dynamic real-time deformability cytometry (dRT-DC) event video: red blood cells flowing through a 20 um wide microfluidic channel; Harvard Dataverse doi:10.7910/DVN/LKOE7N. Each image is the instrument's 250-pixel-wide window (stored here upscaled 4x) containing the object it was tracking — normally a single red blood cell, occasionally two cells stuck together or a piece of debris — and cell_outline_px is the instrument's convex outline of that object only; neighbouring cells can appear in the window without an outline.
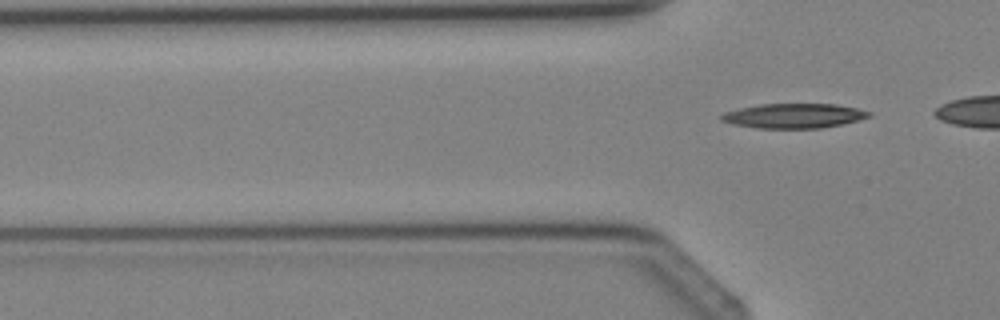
{"species": "Egyptian fruit bat (a non-hibernating species)", "species_latin": "Rousettus aegyptiacus", "temperature_condition": "cold", "stored_images_in_passage": 2, "camera_frame_rate_fps": 3000, "um_per_image_px": 0.085, "animal": {"sex": "female"}, "frame": {"image": 1, "passage_image": 2, "time_ms": 1.333, "image_size_px": [1000, 320], "cell_outline_px": [[872, 116], [840, 124], [820, 128], [756, 128], [732, 124], [720, 120], [720, 116], [724, 112], [740, 108], [760, 104], [836, 104], [856, 108], [872, 112]], "centroid_in_image_um": [67.45, 9.84], "position_along_channel_um": 58.4, "area_um2": 21.1}}